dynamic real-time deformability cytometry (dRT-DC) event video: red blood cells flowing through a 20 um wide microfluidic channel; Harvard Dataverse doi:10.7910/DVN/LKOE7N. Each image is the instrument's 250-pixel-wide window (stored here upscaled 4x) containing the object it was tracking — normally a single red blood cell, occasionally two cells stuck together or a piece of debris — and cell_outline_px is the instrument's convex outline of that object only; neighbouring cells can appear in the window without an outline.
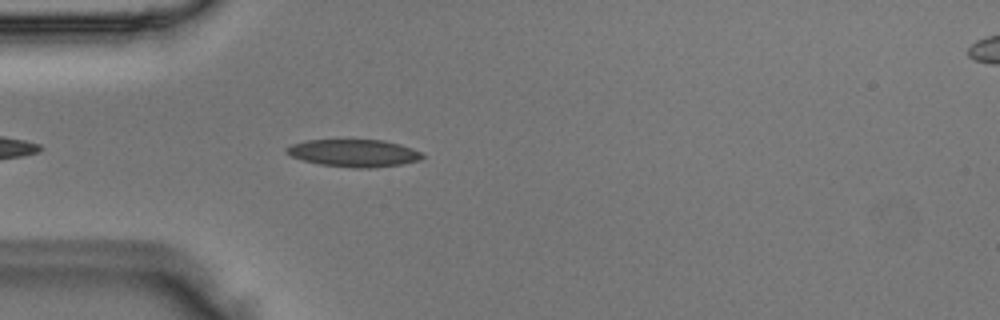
{"species": "Egyptian fruit bat (a non-hibernating species)", "species_latin": "Rousettus aegyptiacus", "temperature_condition": "room temperature", "stored_images_in_passage": 4, "camera_frame_rate_fps": 3000, "um_per_image_px": 0.085, "animal": {"sex": "male"}, "frame": {"image": 1, "passage_image": 4, "time_ms": 1.0, "image_size_px": [1000, 320], "cell_outline_px": [[424, 156], [420, 160], [400, 164], [372, 168], [352, 168], [320, 164], [304, 160], [292, 156], [284, 152], [284, 148], [292, 144], [308, 140], [384, 140], [400, 144], [412, 148], [420, 152]], "centroid_in_image_um": [30.07, 13.01], "position_along_channel_um": 54.9, "area_um2": 21.62}}